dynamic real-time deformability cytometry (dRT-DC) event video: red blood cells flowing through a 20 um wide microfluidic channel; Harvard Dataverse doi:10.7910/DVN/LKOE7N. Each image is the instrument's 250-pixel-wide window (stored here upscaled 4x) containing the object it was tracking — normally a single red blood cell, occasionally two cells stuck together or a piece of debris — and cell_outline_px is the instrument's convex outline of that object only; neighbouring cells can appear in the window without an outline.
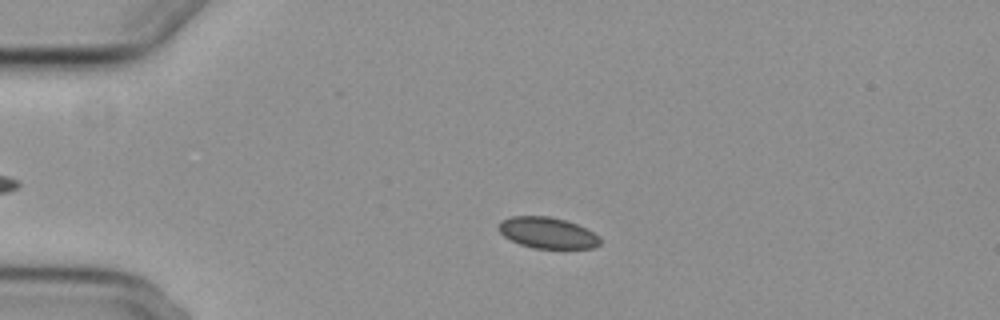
{"species": "common noctule bat (a hibernating species)", "species_latin": "Nyctalus noctula", "temperature_condition": "cold", "stored_images_in_passage": 3, "camera_frame_rate_fps": 3000, "um_per_image_px": 0.085, "animal": {"sex": "female", "body_mass_g": 29.2, "forearm_length_mm": 56.3}, "frame": {"image": 1, "passage_image": 3, "time_ms": 2.333, "image_size_px": [1000, 320], "cell_outline_px": [[600, 244], [592, 248], [532, 248], [520, 244], [504, 236], [496, 228], [500, 220], [512, 216], [548, 216], [564, 220], [576, 224], [600, 236]], "centroid_in_image_um": [46.49, 19.78], "position_along_channel_um": 38.5, "area_um2": 18.32}}